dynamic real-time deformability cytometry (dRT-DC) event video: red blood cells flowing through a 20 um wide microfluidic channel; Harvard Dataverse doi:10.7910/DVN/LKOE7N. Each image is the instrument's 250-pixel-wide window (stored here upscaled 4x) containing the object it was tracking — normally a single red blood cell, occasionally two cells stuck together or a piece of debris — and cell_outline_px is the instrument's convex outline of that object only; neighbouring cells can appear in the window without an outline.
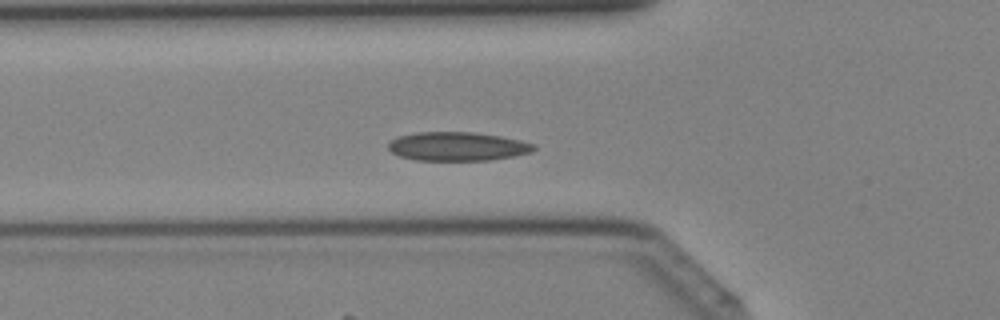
{"species": "Egyptian fruit bat (a non-hibernating species)", "species_latin": "Rousettus aegyptiacus", "temperature_condition": "cold", "stored_images_in_passage": 40, "camera_frame_rate_fps": 3000, "um_per_image_px": 0.085, "animal": {"sex": "female"}, "frame": {"image": 1, "passage_image": 13, "time_ms": 4.0, "image_size_px": [1000, 320], "cell_outline_px": [[536, 148], [532, 152], [512, 156], [488, 160], [416, 160], [400, 156], [392, 152], [388, 148], [388, 144], [396, 136], [416, 132], [472, 132], [500, 136], [520, 140], [536, 144]], "centroid_in_image_um": [38.88, 12.44], "position_along_channel_um": 86.9, "area_um2": 24.39}}
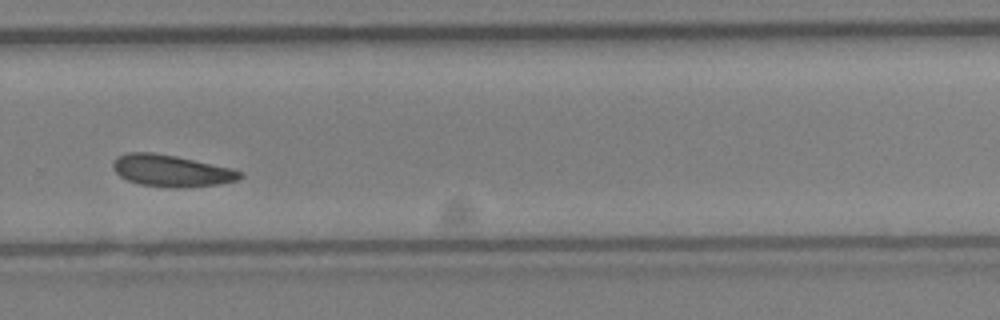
{"frame": {"image": 2, "passage_image": 27, "time_ms": 8.667, "image_size_px": [1000, 320], "cell_outline_px": [[244, 176], [236, 180], [220, 184], [176, 188], [172, 188], [140, 184], [128, 180], [120, 176], [112, 168], [112, 164], [116, 156], [128, 152], [152, 152], [176, 156], [232, 168], [244, 172]], "centroid_in_image_um": [14.56, 14.51], "position_along_channel_um": 315.2, "area_um2": 23.58}}
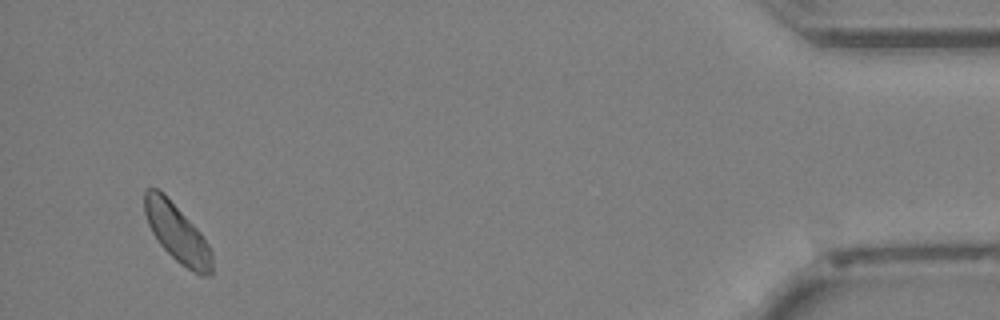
{"frame": {"image": 3, "passage_image": 38, "time_ms": 12.333, "image_size_px": [1000, 320], "cell_outline_px": [[212, 272], [208, 276], [200, 276], [192, 272], [180, 264], [160, 244], [152, 232], [148, 224], [144, 212], [144, 192], [148, 188], [156, 188], [164, 192], [200, 232], [208, 244], [212, 252]], "centroid_in_image_um": [15.05, 19.81], "position_along_channel_um": 420.1, "area_um2": 22.89}}